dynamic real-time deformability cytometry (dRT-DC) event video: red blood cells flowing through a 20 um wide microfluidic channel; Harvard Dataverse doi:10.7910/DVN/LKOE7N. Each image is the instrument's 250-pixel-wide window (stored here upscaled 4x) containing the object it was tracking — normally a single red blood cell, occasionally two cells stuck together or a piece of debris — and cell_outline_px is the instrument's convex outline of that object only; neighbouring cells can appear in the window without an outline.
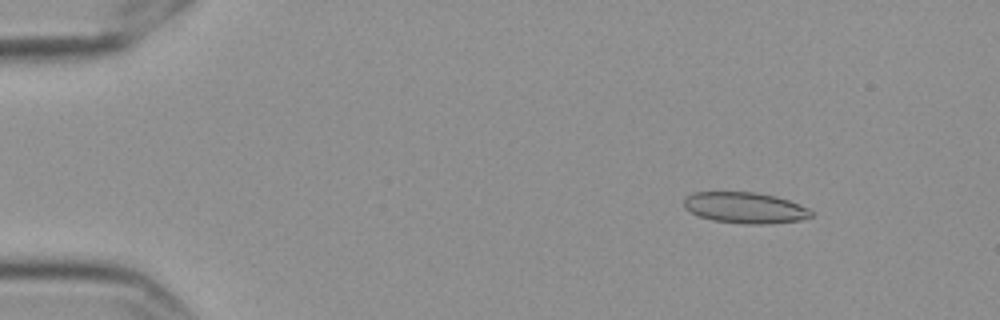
{"species": "Egyptian fruit bat (a non-hibernating species)", "species_latin": "Rousettus aegyptiacus", "temperature_condition": "cold", "stored_images_in_passage": 58, "camera_frame_rate_fps": 3000, "um_per_image_px": 0.085, "frame": {"image": 1, "passage_image": 8, "time_ms": 2.333, "image_size_px": [1000, 320], "cell_outline_px": [[812, 216], [800, 220], [768, 224], [744, 224], [712, 220], [700, 216], [684, 208], [684, 200], [692, 192], [756, 192], [776, 196], [788, 200], [808, 208], [812, 212]], "centroid_in_image_um": [63.33, 17.66], "position_along_channel_um": 21.7, "area_um2": 22.95}}
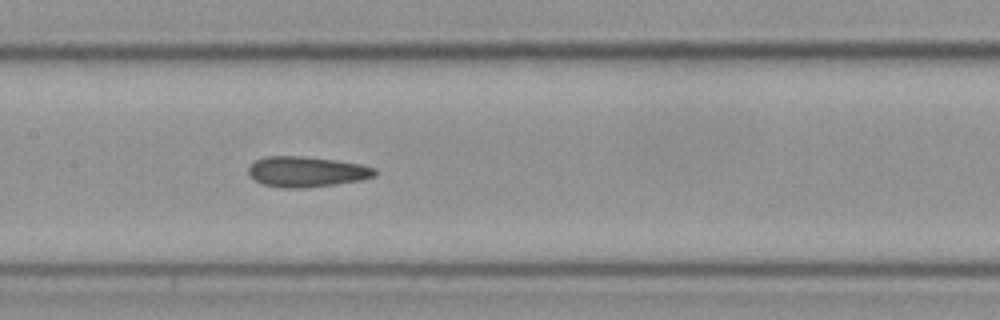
{"frame": {"image": 2, "passage_image": 29, "time_ms": 9.333, "image_size_px": [1000, 320], "cell_outline_px": [[376, 176], [360, 180], [336, 184], [304, 188], [280, 188], [264, 184], [256, 180], [248, 172], [248, 168], [256, 160], [264, 156], [304, 156], [336, 160], [360, 164], [376, 168]], "centroid_in_image_um": [26.08, 14.59], "position_along_channel_um": 181.3, "area_um2": 22.43}}
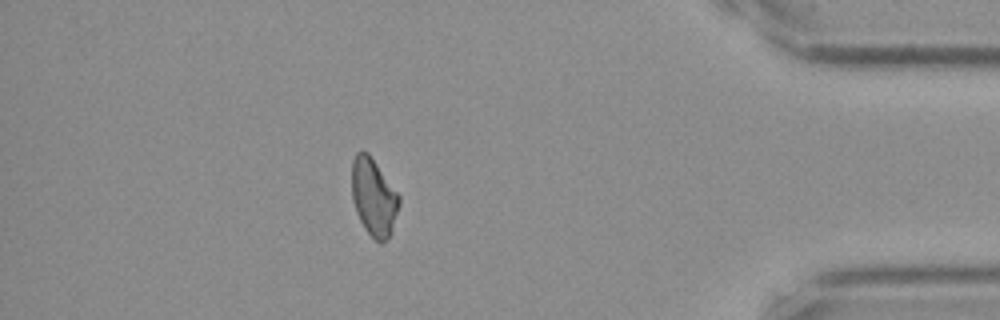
{"frame": {"image": 3, "passage_image": 51, "time_ms": 16.667, "image_size_px": [1000, 320], "cell_outline_px": [[400, 204], [392, 232], [384, 244], [380, 244], [364, 228], [356, 212], [352, 200], [352, 160], [356, 152], [368, 152], [400, 196]], "centroid_in_image_um": [31.77, 16.78], "position_along_channel_um": 403.4, "area_um2": 21.44}, "authors_computed_cell_mechanics": {"area_um2": 22.253, "velocity_mm_per_s": 3.5667, "shape_relaxation_time_tau1_ms": null, "shape_relaxation_time_tau2_ms": 3.5408, "deformation_change_tau1": null, "deformation_change_tau2": 0.0962}}